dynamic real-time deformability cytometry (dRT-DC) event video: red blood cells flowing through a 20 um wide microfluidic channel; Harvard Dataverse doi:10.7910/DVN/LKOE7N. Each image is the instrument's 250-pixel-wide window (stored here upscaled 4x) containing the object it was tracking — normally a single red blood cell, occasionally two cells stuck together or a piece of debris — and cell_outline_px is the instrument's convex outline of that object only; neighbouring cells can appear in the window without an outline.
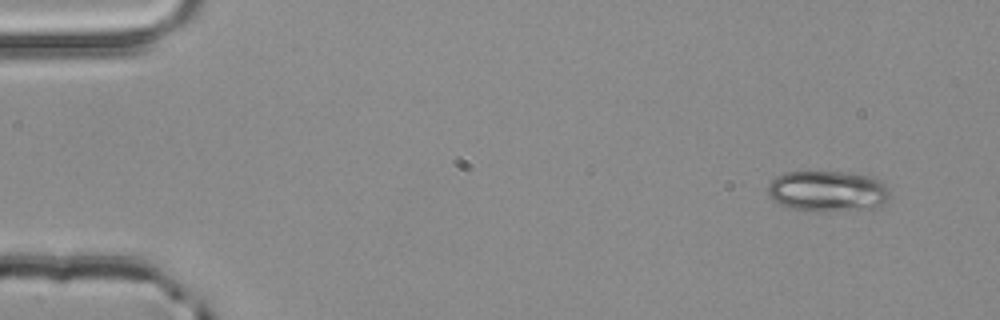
{"species": "common noctule bat (a hibernating species)", "species_latin": "Nyctalus noctula", "temperature_condition": "room temperature", "stored_images_in_passage": 3, "camera_frame_rate_fps": 3000, "um_per_image_px": 0.085, "animal": {"sex": "male", "body_mass_g": 20.4}, "frame": {"image": 1, "passage_image": 1, "time_ms": 0.0, "image_size_px": [1000, 320], "cell_outline_px": [[888, 200], [872, 208], [820, 212], [808, 212], [788, 208], [772, 200], [768, 192], [768, 184], [776, 176], [784, 172], [844, 172], [872, 176], [880, 180], [888, 188]], "centroid_in_image_um": [70.31, 16.26], "position_along_channel_um": 14.7, "area_um2": 29.3}}